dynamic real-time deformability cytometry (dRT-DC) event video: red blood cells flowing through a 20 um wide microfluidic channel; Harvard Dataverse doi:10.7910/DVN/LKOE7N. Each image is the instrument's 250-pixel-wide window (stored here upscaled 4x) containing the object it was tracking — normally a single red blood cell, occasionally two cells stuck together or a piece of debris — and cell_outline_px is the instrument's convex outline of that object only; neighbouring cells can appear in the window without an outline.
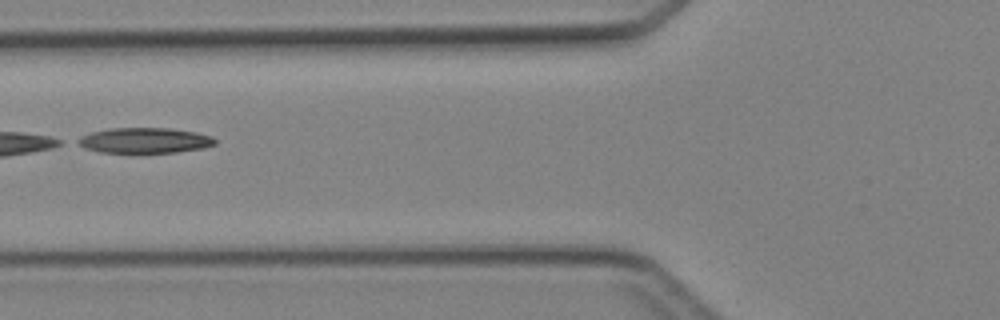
{"species": "Egyptian fruit bat (a non-hibernating species)", "species_latin": "Rousettus aegyptiacus", "temperature_condition": "cold", "stored_images_in_passage": 7, "camera_frame_rate_fps": 3000, "um_per_image_px": 0.085, "animal": {"sex": "female"}, "frame": {"image": 1, "passage_image": 6, "time_ms": 6.667, "image_size_px": [1000, 320], "cell_outline_px": [[216, 144], [204, 148], [176, 152], [100, 152], [84, 148], [76, 144], [72, 140], [80, 136], [92, 132], [108, 128], [168, 128], [196, 132], [212, 136], [216, 140]], "centroid_in_image_um": [12.24, 11.93], "position_along_channel_um": 113.6, "area_um2": 20.46}}
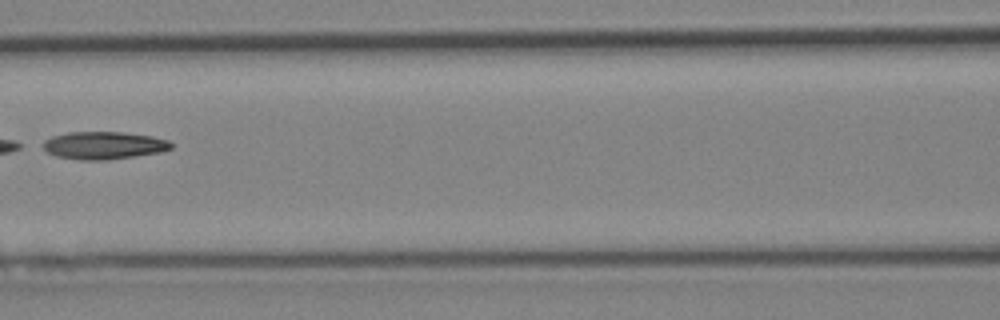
{"frame": {"image": 2, "passage_image": 7, "time_ms": 7.667, "image_size_px": [1000, 320], "cell_outline_px": [[172, 148], [160, 152], [108, 160], [80, 160], [56, 156], [48, 152], [44, 148], [44, 140], [52, 136], [68, 132], [124, 132], [152, 136], [168, 140], [172, 144]], "centroid_in_image_um": [8.83, 12.35], "position_along_channel_um": 157.8, "area_um2": 20.58}}